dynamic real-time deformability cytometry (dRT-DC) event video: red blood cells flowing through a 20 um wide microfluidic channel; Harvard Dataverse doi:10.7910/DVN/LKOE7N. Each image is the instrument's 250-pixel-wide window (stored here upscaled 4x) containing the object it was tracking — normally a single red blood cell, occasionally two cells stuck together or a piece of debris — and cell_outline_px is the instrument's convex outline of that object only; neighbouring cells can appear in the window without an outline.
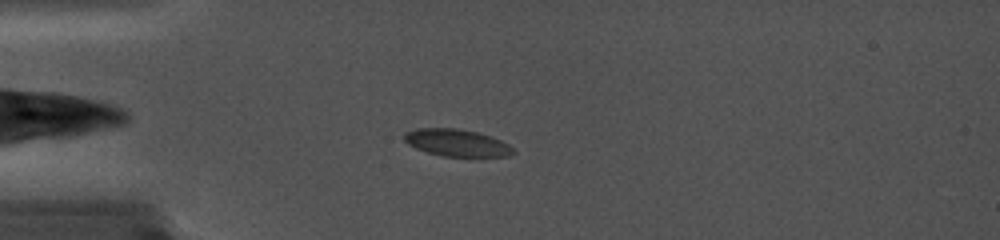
{"species": "common noctule bat (a hibernating species)", "species_latin": "Nyctalus noctula", "temperature_condition": "cold", "stored_images_in_passage": 74, "camera_frame_rate_fps": 5000, "um_per_image_px": 0.085, "animal": {"sex": "female", "body_mass_g": 19.0, "forearm_length_mm": 56.7}, "frame": {"image": 1, "passage_image": 12, "time_ms": 2.2, "image_size_px": [1000, 240], "cell_outline_px": [[516, 152], [508, 156], [440, 156], [416, 148], [408, 144], [404, 140], [404, 132], [416, 128], [456, 128], [476, 132], [492, 136], [508, 144]], "centroid_in_image_um": [38.81, 12.13], "position_along_channel_um": 46.2, "area_um2": 17.17}}
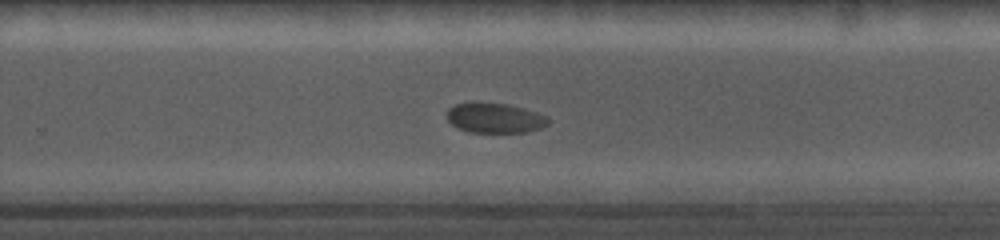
{"frame": {"image": 2, "passage_image": 48, "time_ms": 9.4, "image_size_px": [1000, 240], "cell_outline_px": [[548, 124], [540, 128], [524, 132], [468, 132], [456, 128], [448, 120], [448, 108], [456, 104], [508, 104], [536, 112], [548, 116]], "centroid_in_image_um": [42.07, 10.05], "position_along_channel_um": 287.7, "area_um2": 17.22}}
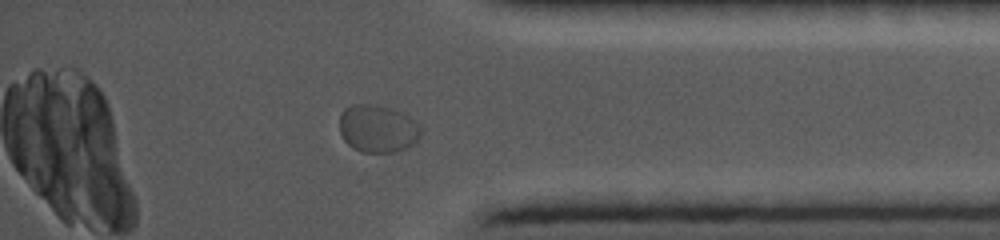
{"frame": {"image": 3, "passage_image": 64, "time_ms": 12.6, "image_size_px": [1000, 240], "cell_outline_px": [[420, 136], [408, 148], [396, 152], [364, 152], [352, 148], [344, 140], [340, 132], [340, 112], [344, 108], [352, 104], [368, 104], [392, 108], [408, 116], [420, 128]], "centroid_in_image_um": [32.06, 10.94], "position_along_channel_um": 403.1, "area_um2": 22.48}}